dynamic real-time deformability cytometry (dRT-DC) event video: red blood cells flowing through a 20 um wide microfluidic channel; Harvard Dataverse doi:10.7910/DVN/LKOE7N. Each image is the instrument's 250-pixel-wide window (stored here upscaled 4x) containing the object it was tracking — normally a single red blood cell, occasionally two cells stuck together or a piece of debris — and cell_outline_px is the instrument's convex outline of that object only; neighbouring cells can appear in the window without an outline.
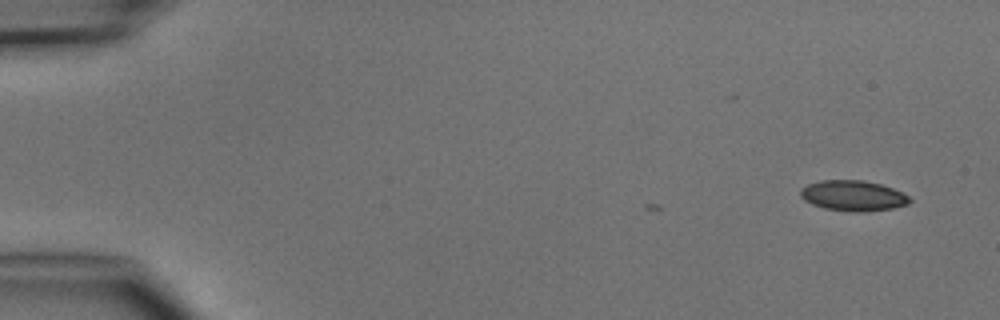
{"species": "common noctule bat (a hibernating species)", "species_latin": "Nyctalus noctula", "temperature_condition": "cold", "stored_images_in_passage": 5, "camera_frame_rate_fps": 3000, "um_per_image_px": 0.085, "animal": {"sex": "male", "body_mass_g": 15.6}, "frame": {"image": 1, "passage_image": 1, "time_ms": 0.0, "image_size_px": [1000, 320], "cell_outline_px": [[912, 200], [908, 204], [892, 208], [864, 212], [852, 212], [824, 208], [812, 204], [804, 200], [800, 196], [800, 188], [808, 184], [820, 180], [860, 180], [880, 184], [892, 188], [908, 196]], "centroid_in_image_um": [72.48, 16.64], "position_along_channel_um": 12.5, "area_um2": 19.36}}
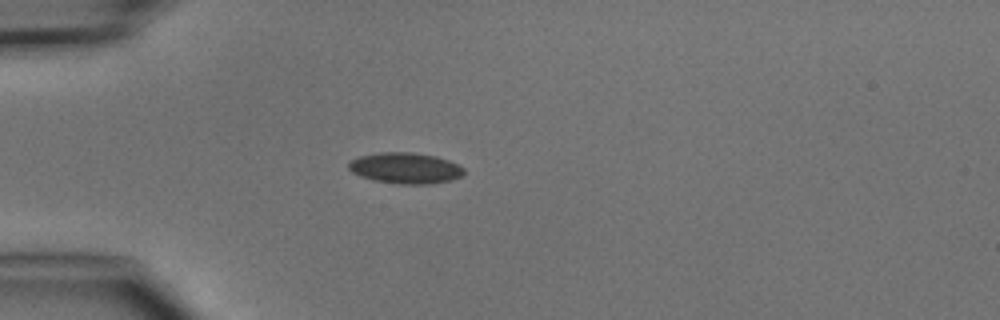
{"frame": {"image": 2, "passage_image": 4, "time_ms": 3.667, "image_size_px": [1000, 320], "cell_outline_px": [[464, 172], [460, 176], [452, 180], [428, 184], [400, 184], [376, 180], [360, 176], [352, 172], [348, 168], [348, 164], [352, 160], [360, 156], [380, 152], [412, 152], [436, 156], [448, 160], [464, 168]], "centroid_in_image_um": [34.46, 14.28], "position_along_channel_um": 50.5, "area_um2": 20.63}}